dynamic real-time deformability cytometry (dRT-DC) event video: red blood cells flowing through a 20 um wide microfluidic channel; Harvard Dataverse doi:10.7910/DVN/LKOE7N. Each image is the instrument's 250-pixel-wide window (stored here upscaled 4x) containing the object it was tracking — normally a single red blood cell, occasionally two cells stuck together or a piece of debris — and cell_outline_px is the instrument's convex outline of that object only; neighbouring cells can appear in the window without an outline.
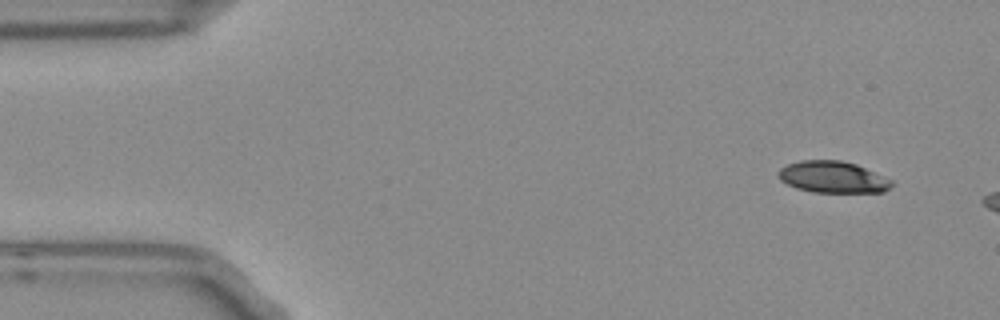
{"species": "Egyptian fruit bat (a non-hibernating species)", "species_latin": "Rousettus aegyptiacus", "temperature_condition": "room temperature", "stored_images_in_passage": 7, "camera_frame_rate_fps": 3000, "um_per_image_px": 0.085, "frame": {"image": 1, "passage_image": 1, "time_ms": 0.0, "image_size_px": [1000, 320], "cell_outline_px": [[892, 184], [884, 192], [812, 192], [796, 188], [780, 180], [776, 176], [776, 172], [780, 168], [788, 164], [800, 160], [840, 160], [856, 164], [892, 180]], "centroid_in_image_um": [70.73, 15.05], "position_along_channel_um": 14.3, "area_um2": 20.87}}